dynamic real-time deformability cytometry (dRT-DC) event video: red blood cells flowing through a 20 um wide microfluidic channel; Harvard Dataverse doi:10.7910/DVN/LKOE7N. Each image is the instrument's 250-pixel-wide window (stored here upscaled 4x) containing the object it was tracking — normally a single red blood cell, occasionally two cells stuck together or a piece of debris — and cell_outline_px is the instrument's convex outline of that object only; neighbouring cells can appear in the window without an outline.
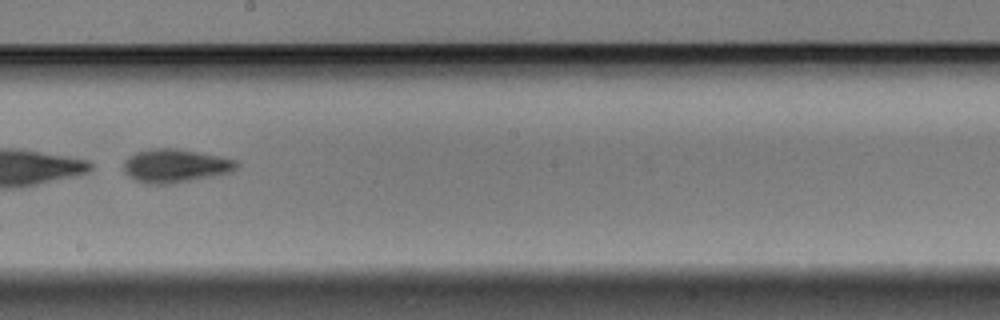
{"species": "Egyptian fruit bat (a non-hibernating species)", "species_latin": "Rousettus aegyptiacus", "temperature_condition": "warm", "stored_images_in_passage": 56, "camera_frame_rate_fps": 3000, "um_per_image_px": 0.085, "animal": {"sex": "male"}, "frame": {"image": 1, "passage_image": 32, "time_ms": 10.333, "image_size_px": [1000, 320], "cell_outline_px": [[240, 164], [232, 172], [216, 176], [172, 184], [148, 184], [136, 180], [128, 176], [124, 172], [124, 160], [128, 156], [136, 152], [152, 148], [176, 148], [220, 156], [236, 160]], "centroid_in_image_um": [14.91, 14.1], "position_along_channel_um": 233.3, "area_um2": 22.31}}